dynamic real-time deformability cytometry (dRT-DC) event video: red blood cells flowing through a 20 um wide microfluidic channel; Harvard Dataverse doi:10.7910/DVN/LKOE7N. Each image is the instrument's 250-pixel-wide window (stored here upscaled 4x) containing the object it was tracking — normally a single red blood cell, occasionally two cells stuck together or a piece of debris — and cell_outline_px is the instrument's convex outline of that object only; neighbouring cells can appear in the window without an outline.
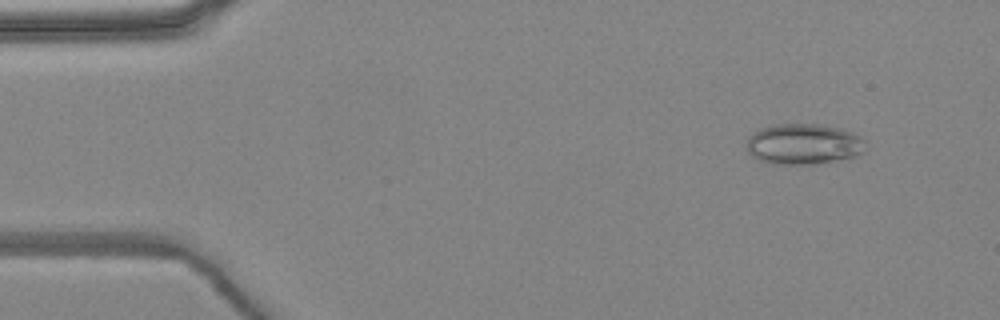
{"species": "common noctule bat (a hibernating species)", "species_latin": "Nyctalus noctula", "temperature_condition": "warm", "stored_images_in_passage": 8, "camera_frame_rate_fps": 3000, "um_per_image_px": 0.085, "animal": {"sex": "female", "body_mass_g": 24.6, "forearm_length_mm": 56.2}, "frame": {"image": 1, "passage_image": 2, "time_ms": 0.333, "image_size_px": [1000, 320], "cell_outline_px": [[864, 152], [856, 156], [816, 164], [768, 164], [752, 156], [748, 152], [748, 136], [760, 128], [772, 124], [820, 124], [840, 128], [852, 132], [860, 136], [864, 140]], "centroid_in_image_um": [68.29, 12.24], "position_along_channel_um": 16.7, "area_um2": 28.38}}
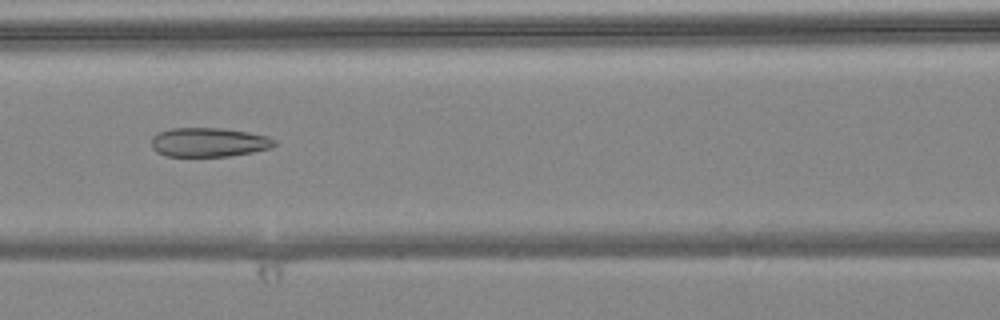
{"frame": {"image": 2, "passage_image": 7, "time_ms": 2.0, "image_size_px": [1000, 320], "cell_outline_px": [[276, 144], [272, 148], [252, 152], [228, 156], [164, 156], [156, 152], [152, 148], [152, 136], [160, 132], [172, 128], [220, 128], [248, 132], [268, 136], [276, 140]], "centroid_in_image_um": [17.75, 12.09], "position_along_channel_um": 148.8, "area_um2": 20.92}}
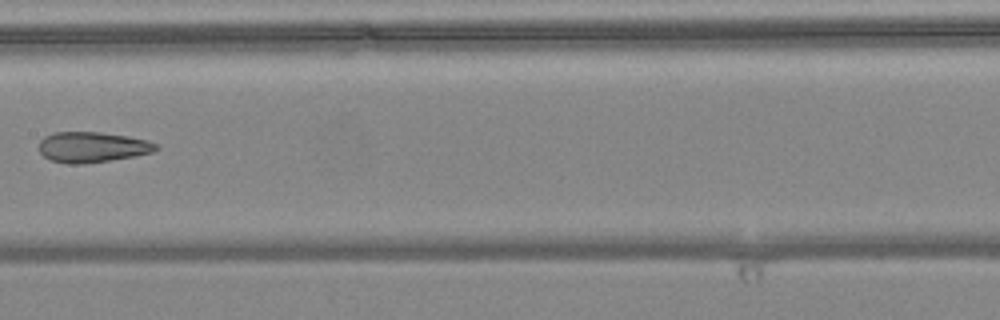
{"frame": {"image": 3, "passage_image": 8, "time_ms": 2.333, "image_size_px": [1000, 320], "cell_outline_px": [[160, 148], [152, 152], [136, 156], [84, 164], [68, 164], [52, 160], [44, 156], [40, 152], [40, 140], [44, 136], [56, 132], [100, 132], [128, 136], [148, 140], [156, 144]], "centroid_in_image_um": [7.86, 12.5], "position_along_channel_um": 199.5, "area_um2": 20.81}}